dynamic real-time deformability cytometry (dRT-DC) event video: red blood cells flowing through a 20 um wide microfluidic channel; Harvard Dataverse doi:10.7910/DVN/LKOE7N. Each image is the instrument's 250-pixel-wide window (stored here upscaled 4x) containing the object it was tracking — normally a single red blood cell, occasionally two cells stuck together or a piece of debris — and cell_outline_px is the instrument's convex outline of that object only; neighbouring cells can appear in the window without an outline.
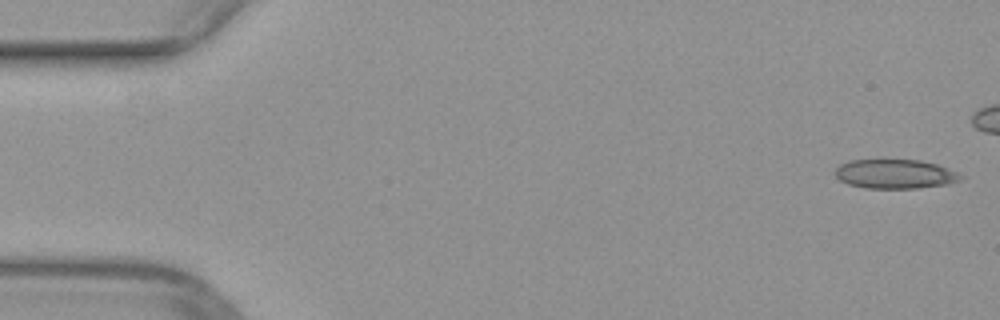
{"species": "common noctule bat (a hibernating species)", "species_latin": "Nyctalus noctula", "temperature_condition": "warm", "stored_images_in_passage": 43, "camera_frame_rate_fps": 3000, "um_per_image_px": 0.085, "animal": {"sex": "female", "body_mass_g": 29.2, "forearm_length_mm": 56.3}, "frame": {"image": 1, "passage_image": 1, "time_ms": 0.0, "image_size_px": [1000, 320], "cell_outline_px": [[964, 176], [960, 180], [948, 184], [916, 188], [864, 188], [848, 184], [840, 180], [836, 176], [836, 168], [840, 164], [848, 160], [920, 160], [936, 164], [960, 172]], "centroid_in_image_um": [76.11, 14.79], "position_along_channel_um": 8.9, "area_um2": 21.44}}
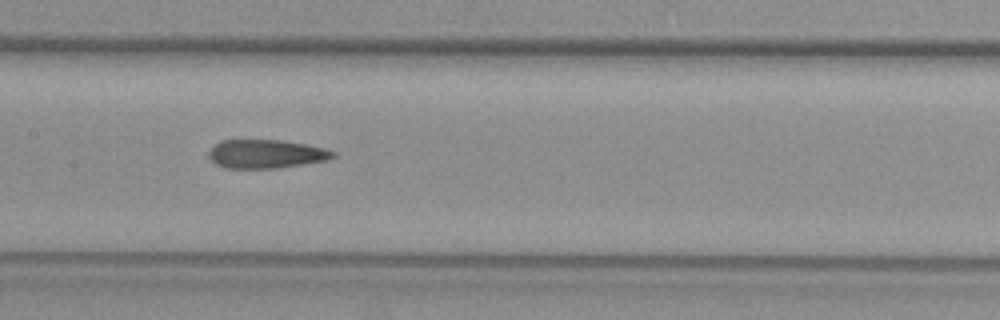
{"frame": {"image": 2, "passage_image": 24, "time_ms": 7.667, "image_size_px": [1000, 320], "cell_outline_px": [[336, 156], [328, 160], [280, 168], [224, 168], [216, 164], [208, 156], [208, 152], [220, 140], [280, 140], [308, 144], [324, 148], [336, 152]], "centroid_in_image_um": [22.64, 13.09], "position_along_channel_um": 184.8, "area_um2": 20.87}}
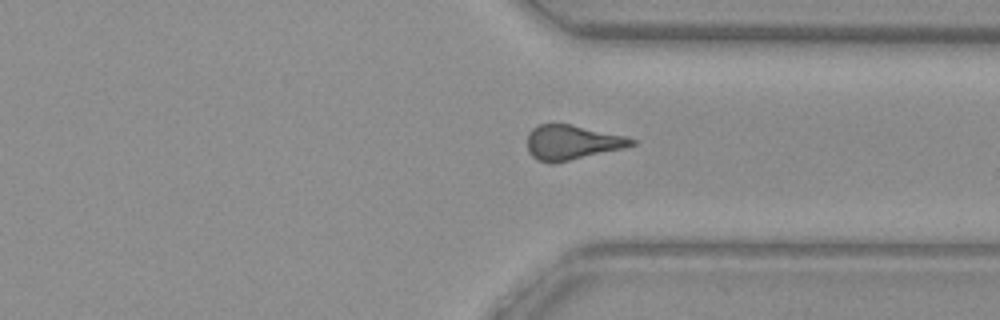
{"frame": {"image": 3, "passage_image": 37, "time_ms": 12.0, "image_size_px": [1000, 320], "cell_outline_px": [[636, 144], [624, 148], [552, 164], [548, 164], [536, 160], [528, 152], [528, 132], [532, 128], [540, 124], [568, 124], [624, 136], [636, 140]], "centroid_in_image_um": [48.58, 12.12], "position_along_channel_um": 362.8, "area_um2": 20.92}}